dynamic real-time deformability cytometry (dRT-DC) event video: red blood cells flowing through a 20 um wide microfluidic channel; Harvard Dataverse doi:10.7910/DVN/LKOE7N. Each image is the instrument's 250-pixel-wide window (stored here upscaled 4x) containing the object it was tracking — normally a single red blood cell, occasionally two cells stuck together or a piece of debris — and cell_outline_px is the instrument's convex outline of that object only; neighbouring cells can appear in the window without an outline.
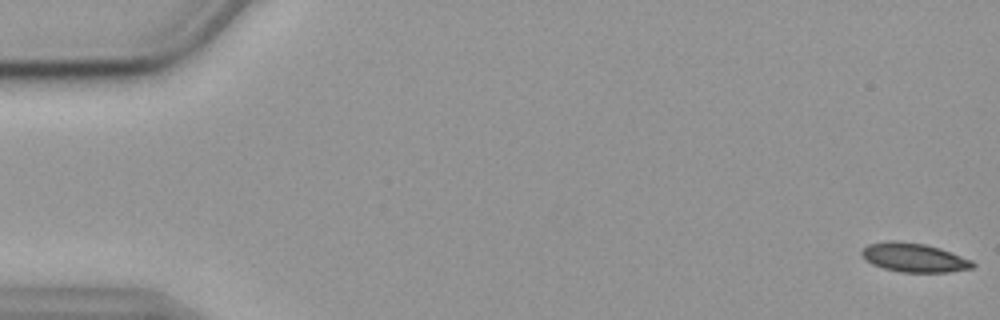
{"species": "common noctule bat (a hibernating species)", "species_latin": "Nyctalus noctula", "temperature_condition": "cold", "stored_images_in_passage": 57, "camera_frame_rate_fps": 3000, "um_per_image_px": 0.085, "animal": {"sex": "female", "body_mass_g": 19.9}, "frame": {"image": 1, "passage_image": 1, "time_ms": 0.0, "image_size_px": [1000, 320], "cell_outline_px": [[976, 264], [972, 268], [948, 272], [900, 272], [884, 268], [872, 264], [864, 260], [860, 252], [868, 244], [888, 240], [896, 240], [924, 244], [940, 248], [972, 260]], "centroid_in_image_um": [77.67, 21.89], "position_along_channel_um": 7.3, "area_um2": 18.79}}
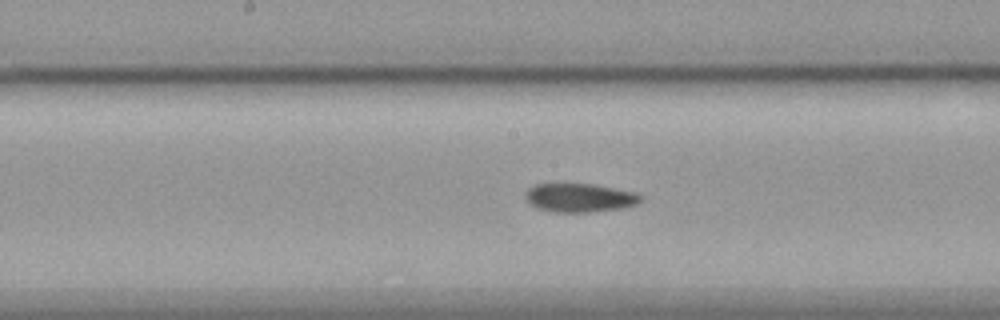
{"frame": {"image": 2, "passage_image": 29, "time_ms": 9.333, "image_size_px": [1000, 320], "cell_outline_px": [[644, 200], [636, 204], [624, 208], [588, 212], [552, 212], [536, 208], [528, 204], [524, 196], [524, 192], [528, 188], [536, 184], [592, 184], [636, 192], [644, 196]], "centroid_in_image_um": [49.26, 16.81], "position_along_channel_um": 198.9, "area_um2": 19.59}}
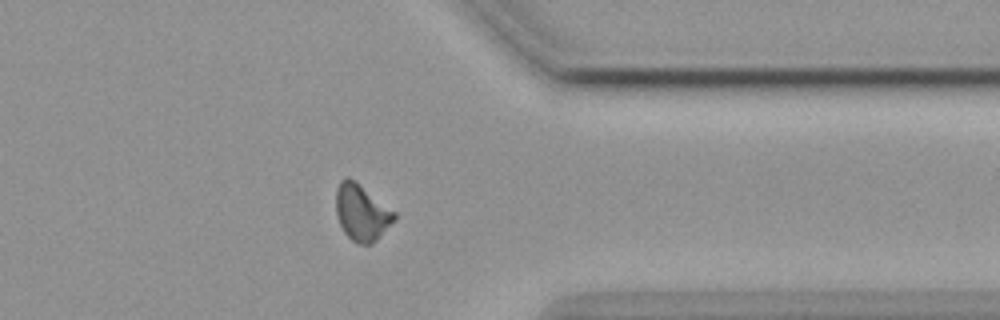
{"frame": {"image": 3, "passage_image": 45, "time_ms": 14.667, "image_size_px": [1000, 320], "cell_outline_px": [[396, 220], [372, 244], [356, 244], [344, 232], [340, 224], [336, 212], [336, 188], [340, 180], [344, 176], [348, 176], [396, 212]], "centroid_in_image_um": [30.74, 18.07], "position_along_channel_um": 380.7, "area_um2": 19.13}, "authors_computed_cell_mechanics": {"area_um2": 18.785, "velocity_mm_per_s": 3.569, "shape_relaxation_time_tau1_ms": 8.6371, "shape_relaxation_time_tau2_ms": 3.7477, "deformation_change_tau1": 0.1815, "deformation_change_tau2": 0.0966}}